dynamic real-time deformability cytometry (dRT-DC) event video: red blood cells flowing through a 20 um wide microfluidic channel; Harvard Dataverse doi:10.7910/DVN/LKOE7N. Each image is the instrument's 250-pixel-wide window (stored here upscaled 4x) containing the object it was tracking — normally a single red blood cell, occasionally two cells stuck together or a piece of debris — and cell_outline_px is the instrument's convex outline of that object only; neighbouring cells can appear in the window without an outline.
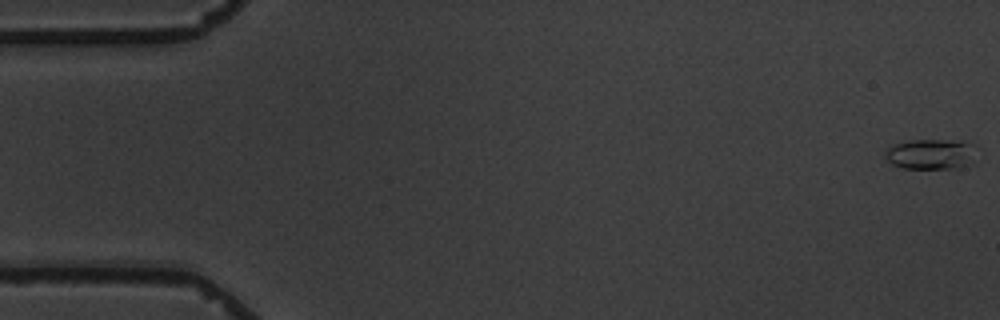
{"species": "common noctule bat (a hibernating species)", "species_latin": "Nyctalus noctula", "temperature_condition": "warm", "stored_images_in_passage": 5, "camera_frame_rate_fps": 3000, "um_per_image_px": 0.085, "animal": {"sex": "male", "body_mass_g": 19.5, "forearm_length_mm": 54.6}, "frame": {"image": 1, "passage_image": 1, "time_ms": 0.0, "image_size_px": [1000, 320], "cell_outline_px": [[976, 144], [972, 164], [956, 168], [904, 168], [892, 164], [884, 156], [884, 152], [892, 144], [908, 140], [964, 140]], "centroid_in_image_um": [79.15, 13.08], "position_along_channel_um": 5.9, "area_um2": 16.47}}